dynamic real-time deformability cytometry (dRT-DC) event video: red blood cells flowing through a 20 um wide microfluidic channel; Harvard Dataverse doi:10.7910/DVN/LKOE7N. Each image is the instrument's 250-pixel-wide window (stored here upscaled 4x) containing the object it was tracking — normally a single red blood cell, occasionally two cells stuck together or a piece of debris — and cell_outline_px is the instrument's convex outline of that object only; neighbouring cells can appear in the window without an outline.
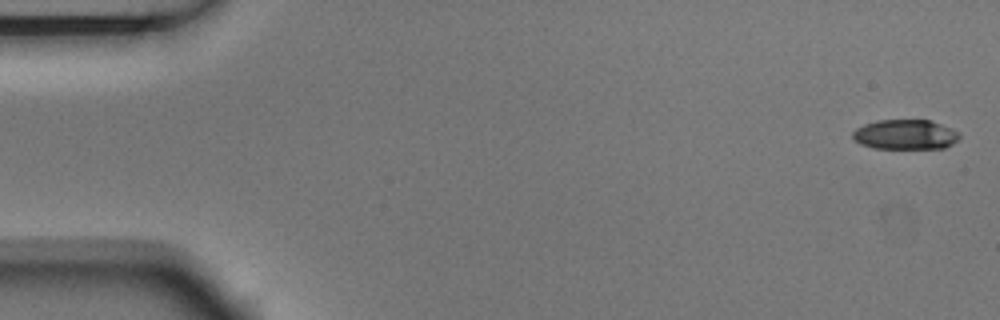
{"species": "Egyptian fruit bat (a non-hibernating species)", "species_latin": "Rousettus aegyptiacus", "temperature_condition": "room temperature", "stored_images_in_passage": 4, "camera_frame_rate_fps": 3000, "um_per_image_px": 0.085, "animal": {"sex": "male"}, "frame": {"image": 1, "passage_image": 1, "time_ms": 0.0, "image_size_px": [1000, 320], "cell_outline_px": [[960, 136], [952, 144], [944, 148], [872, 148], [860, 144], [852, 140], [852, 132], [856, 128], [864, 124], [876, 120], [928, 120], [952, 128], [960, 132]], "centroid_in_image_um": [76.91, 11.43], "position_along_channel_um": 8.1, "area_um2": 18.67}}
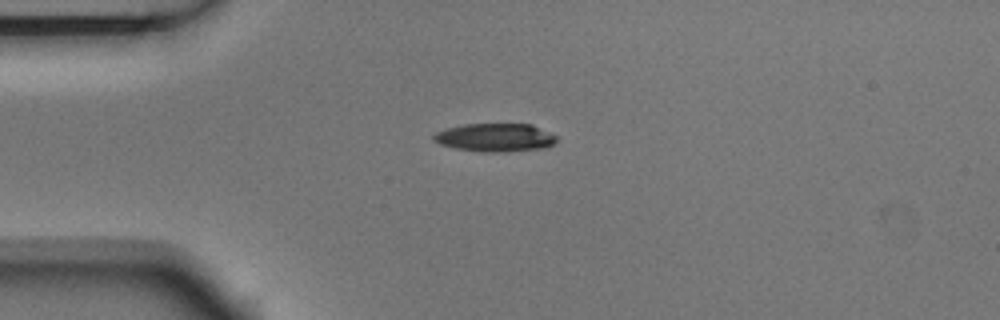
{"frame": {"image": 2, "passage_image": 4, "time_ms": 1.0, "image_size_px": [1000, 320], "cell_outline_px": [[556, 140], [552, 144], [544, 148], [504, 152], [484, 152], [456, 148], [440, 144], [432, 140], [432, 136], [436, 132], [448, 128], [464, 124], [532, 124], [556, 136]], "centroid_in_image_um": [42.07, 11.69], "position_along_channel_um": 42.9, "area_um2": 20.11}}